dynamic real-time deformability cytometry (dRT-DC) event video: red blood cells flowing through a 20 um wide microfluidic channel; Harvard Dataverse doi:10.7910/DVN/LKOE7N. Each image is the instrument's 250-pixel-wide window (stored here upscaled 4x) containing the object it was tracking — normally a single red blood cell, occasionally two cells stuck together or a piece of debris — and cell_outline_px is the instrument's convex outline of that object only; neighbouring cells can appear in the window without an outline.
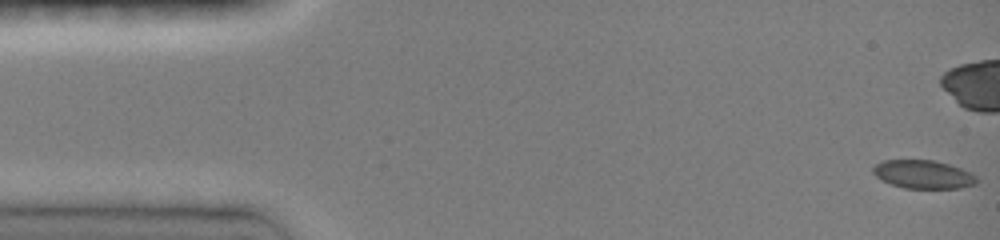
{"species": "common noctule bat (a hibernating species)", "species_latin": "Nyctalus noctula", "temperature_condition": "room temperature", "stored_images_in_passage": 48, "camera_frame_rate_fps": 3000, "um_per_image_px": 0.085, "animal": {"sex": "female", "body_mass_g": 19.0, "forearm_length_mm": 51.5}, "frame": {"image": 1, "passage_image": 1, "time_ms": 0.0, "image_size_px": [1000, 240], "cell_outline_px": [[976, 184], [960, 188], [904, 188], [880, 180], [872, 172], [872, 168], [876, 164], [884, 160], [932, 160], [948, 164], [960, 168], [976, 176]], "centroid_in_image_um": [78.44, 14.82], "position_along_channel_um": 6.6, "area_um2": 16.99}}